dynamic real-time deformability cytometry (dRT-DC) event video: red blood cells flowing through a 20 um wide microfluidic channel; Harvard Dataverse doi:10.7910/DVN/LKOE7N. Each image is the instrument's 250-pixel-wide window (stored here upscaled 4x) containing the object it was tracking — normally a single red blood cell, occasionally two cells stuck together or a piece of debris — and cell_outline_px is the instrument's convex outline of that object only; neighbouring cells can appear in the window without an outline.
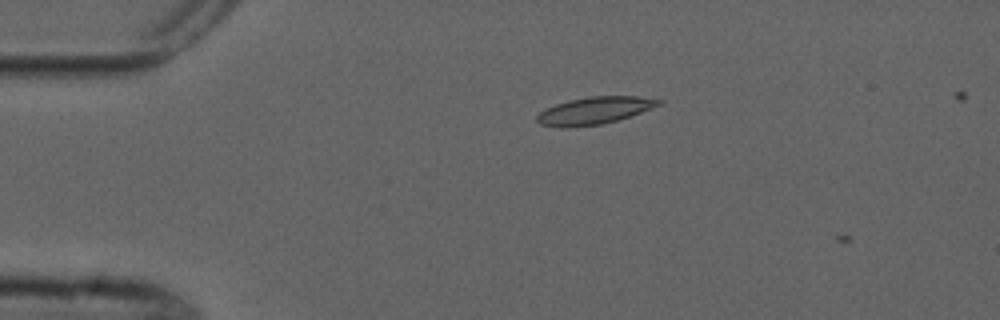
{"species": "common noctule bat (a hibernating species)", "species_latin": "Nyctalus noctula", "temperature_condition": "cold", "stored_images_in_passage": 2, "camera_frame_rate_fps": 3000, "um_per_image_px": 0.085, "animal": {"sex": "male", "forearm_length_mm": 52.5}, "frame": {"image": 1, "passage_image": 1, "time_ms": 0.0, "image_size_px": [1000, 320], "cell_outline_px": [[664, 100], [660, 104], [640, 112], [616, 120], [600, 124], [564, 128], [560, 128], [540, 124], [536, 120], [536, 116], [540, 112], [556, 104], [568, 100], [588, 96], [636, 96]], "centroid_in_image_um": [50.48, 9.39], "position_along_channel_um": 34.5, "area_um2": 19.07}}